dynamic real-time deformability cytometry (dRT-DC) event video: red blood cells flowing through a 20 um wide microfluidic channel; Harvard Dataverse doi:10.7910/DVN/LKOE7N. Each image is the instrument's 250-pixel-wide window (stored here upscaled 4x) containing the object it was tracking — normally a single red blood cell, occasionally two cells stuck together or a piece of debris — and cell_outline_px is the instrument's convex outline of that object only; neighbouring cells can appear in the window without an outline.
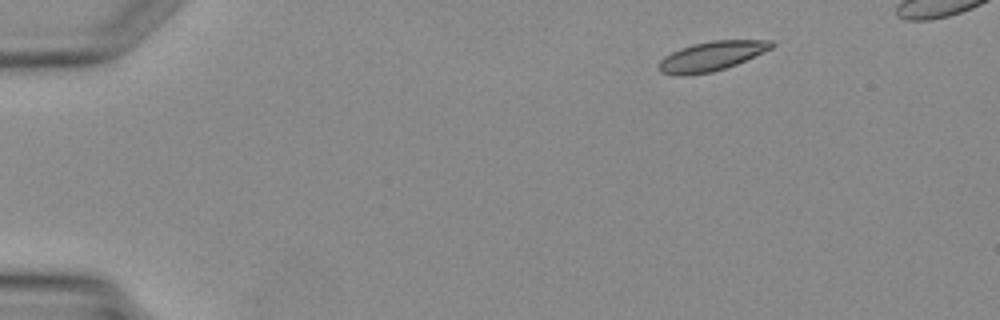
{"species": "Egyptian fruit bat (a non-hibernating species)", "species_latin": "Rousettus aegyptiacus", "temperature_condition": "warm", "stored_images_in_passage": 34, "camera_frame_rate_fps": 3000, "um_per_image_px": 0.085, "animal": {"sex": "female"}, "frame": {"image": 1, "passage_image": 1, "time_ms": 0.0, "image_size_px": [1000, 320], "cell_outline_px": [[776, 44], [772, 48], [736, 64], [712, 72], [688, 76], [676, 76], [660, 72], [656, 68], [656, 64], [664, 56], [680, 48], [692, 44], [712, 40], [772, 40]], "centroid_in_image_um": [60.41, 4.78], "position_along_channel_um": 24.6, "area_um2": 19.59}}
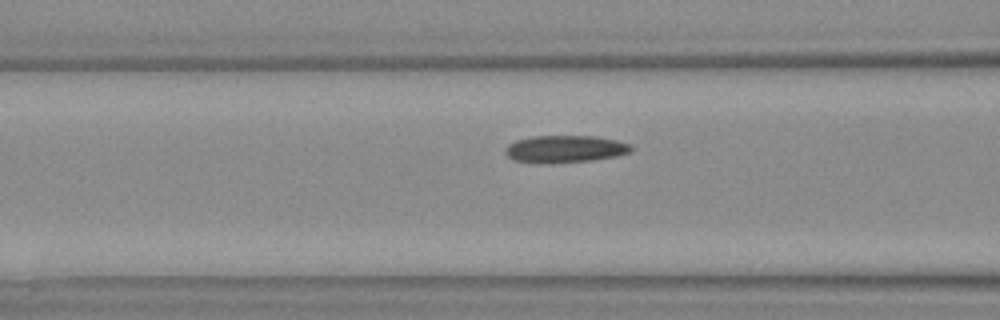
{"frame": {"image": 2, "passage_image": 12, "time_ms": 3.667, "image_size_px": [1000, 320], "cell_outline_px": [[632, 152], [616, 156], [592, 160], [552, 164], [536, 164], [512, 160], [504, 152], [504, 148], [508, 144], [516, 140], [532, 136], [596, 136], [616, 140], [632, 144]], "centroid_in_image_um": [47.99, 12.68], "position_along_channel_um": 118.6, "area_um2": 20.46}}
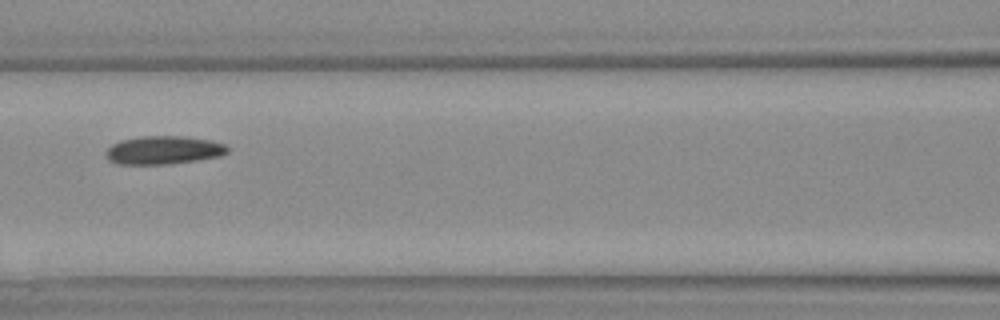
{"frame": {"image": 3, "passage_image": 14, "time_ms": 4.333, "image_size_px": [1000, 320], "cell_outline_px": [[228, 152], [220, 156], [196, 160], [168, 164], [120, 164], [108, 160], [104, 152], [112, 144], [120, 140], [140, 136], [184, 136], [212, 140], [224, 144], [228, 148]], "centroid_in_image_um": [13.88, 12.75], "position_along_channel_um": 152.7, "area_um2": 20.11}}